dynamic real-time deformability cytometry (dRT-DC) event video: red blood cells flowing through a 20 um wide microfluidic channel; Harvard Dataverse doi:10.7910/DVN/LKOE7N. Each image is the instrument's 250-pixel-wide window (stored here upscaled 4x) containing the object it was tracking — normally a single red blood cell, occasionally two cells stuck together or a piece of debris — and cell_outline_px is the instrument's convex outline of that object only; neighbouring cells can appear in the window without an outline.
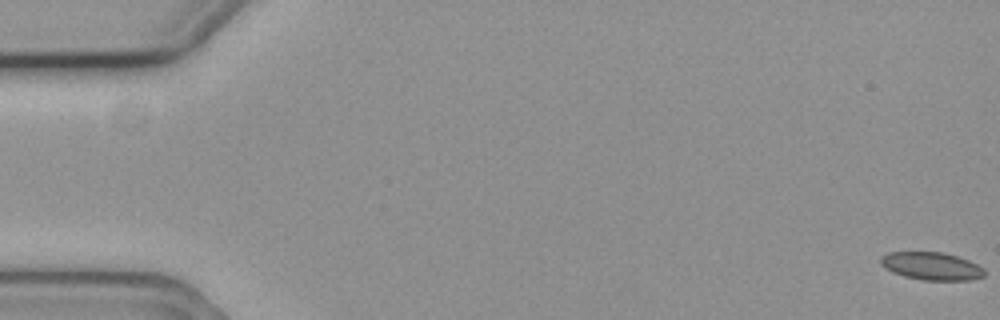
{"species": "common noctule bat (a hibernating species)", "species_latin": "Nyctalus noctula", "temperature_condition": "cold", "stored_images_in_passage": 5, "camera_frame_rate_fps": 3000, "um_per_image_px": 0.085, "animal": {"sex": "female", "body_mass_g": 19.3, "forearm_length_mm": 54.1}, "frame": {"image": 1, "passage_image": 1, "time_ms": 0.0, "image_size_px": [1000, 320], "cell_outline_px": [[984, 276], [972, 280], [924, 280], [904, 276], [892, 272], [884, 268], [880, 264], [880, 256], [888, 252], [944, 252], [968, 260], [984, 268]], "centroid_in_image_um": [79.15, 22.61], "position_along_channel_um": 5.9, "area_um2": 16.88}}
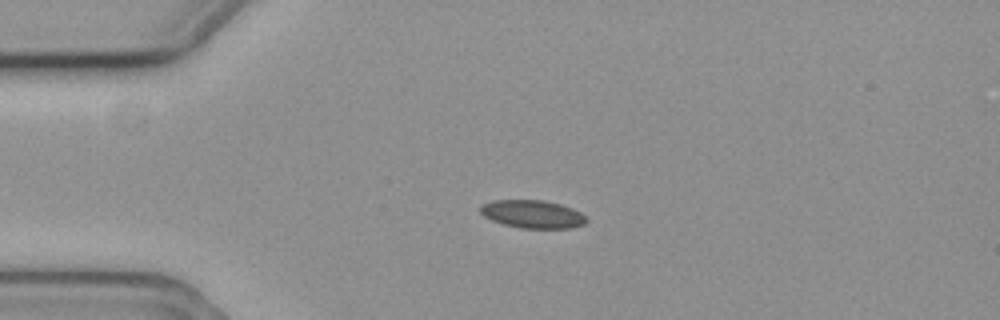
{"frame": {"image": 2, "passage_image": 4, "time_ms": 1.0, "image_size_px": [1000, 320], "cell_outline_px": [[588, 220], [584, 224], [572, 228], [520, 228], [504, 224], [492, 220], [484, 216], [480, 212], [480, 208], [484, 204], [492, 200], [544, 200], [560, 204], [572, 208], [580, 212]], "centroid_in_image_um": [45.28, 18.2], "position_along_channel_um": 39.7, "area_um2": 17.22}}